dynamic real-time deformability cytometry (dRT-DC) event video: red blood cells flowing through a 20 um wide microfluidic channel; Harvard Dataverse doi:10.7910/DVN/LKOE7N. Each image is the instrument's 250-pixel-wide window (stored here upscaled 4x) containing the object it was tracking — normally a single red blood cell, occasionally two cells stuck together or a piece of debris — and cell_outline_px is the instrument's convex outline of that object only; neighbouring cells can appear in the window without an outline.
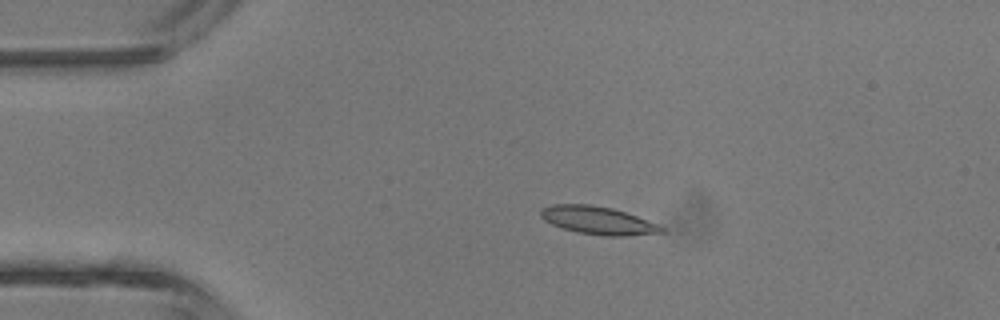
{"species": "common noctule bat (a hibernating species)", "species_latin": "Nyctalus noctula", "temperature_condition": "room temperature", "stored_images_in_passage": 3, "camera_frame_rate_fps": 3000, "um_per_image_px": 0.085, "animal": {"sex": "male", "body_mass_g": 13.3}, "frame": {"image": 1, "passage_image": 3, "time_ms": 2.333, "image_size_px": [1000, 320], "cell_outline_px": [[664, 232], [624, 236], [604, 236], [576, 232], [552, 224], [544, 220], [540, 216], [540, 212], [544, 208], [552, 204], [588, 204], [612, 208], [660, 224], [664, 228]], "centroid_in_image_um": [50.84, 18.74], "position_along_channel_um": 34.2, "area_um2": 19.54}}